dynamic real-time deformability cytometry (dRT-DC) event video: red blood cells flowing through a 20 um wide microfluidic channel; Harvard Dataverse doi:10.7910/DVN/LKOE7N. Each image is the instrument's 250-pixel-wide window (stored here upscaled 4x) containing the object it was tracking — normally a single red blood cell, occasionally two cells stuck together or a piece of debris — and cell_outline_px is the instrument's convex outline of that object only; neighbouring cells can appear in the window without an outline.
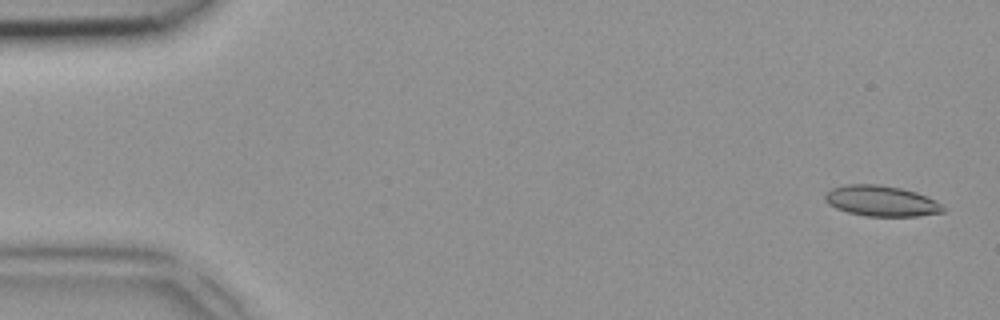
{"species": "common noctule bat (a hibernating species)", "species_latin": "Nyctalus noctula", "temperature_condition": "room temperature", "stored_images_in_passage": 47, "camera_frame_rate_fps": 3000, "um_per_image_px": 0.085, "animal": {"sex": "female", "body_mass_g": 18.4}, "frame": {"image": 1, "passage_image": 2, "time_ms": 0.333, "image_size_px": [1000, 320], "cell_outline_px": [[948, 208], [944, 212], [916, 216], [864, 216], [848, 212], [836, 208], [828, 204], [824, 200], [824, 192], [832, 188], [848, 184], [880, 184], [900, 188], [916, 192], [928, 196], [936, 200]], "centroid_in_image_um": [74.92, 17.08], "position_along_channel_um": 10.1, "area_um2": 21.39}}
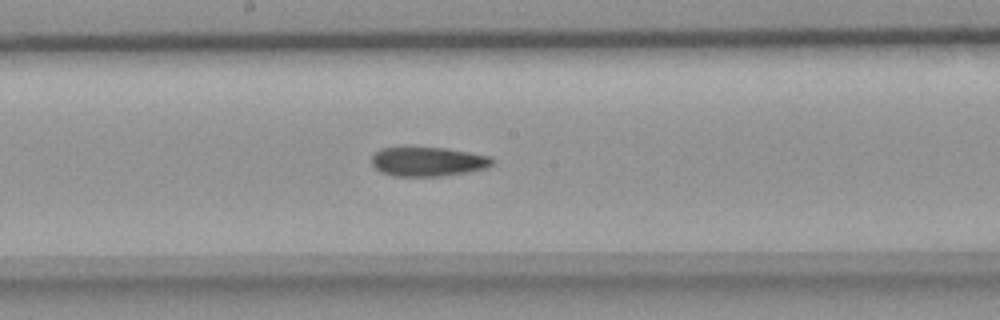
{"frame": {"image": 2, "passage_image": 25, "time_ms": 8.0, "image_size_px": [1000, 320], "cell_outline_px": [[496, 160], [492, 164], [484, 168], [464, 172], [440, 176], [392, 176], [380, 172], [372, 164], [372, 156], [380, 148], [444, 148], [492, 156]], "centroid_in_image_um": [36.37, 13.74], "position_along_channel_um": 211.8, "area_um2": 20.35}}
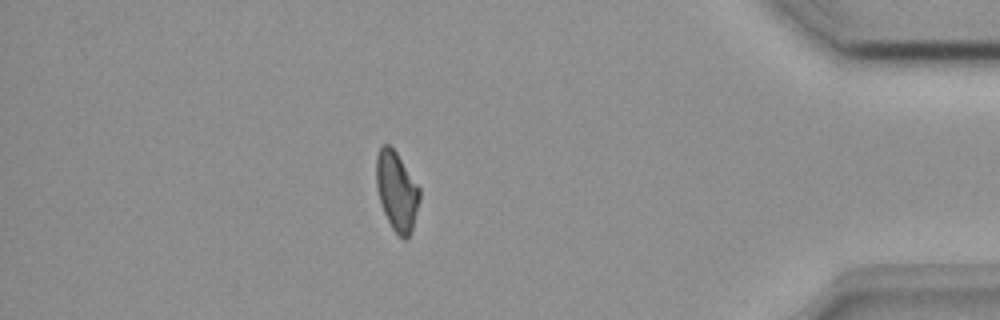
{"frame": {"image": 3, "passage_image": 41, "time_ms": 13.333, "image_size_px": [1000, 320], "cell_outline_px": [[420, 200], [412, 228], [408, 236], [404, 240], [392, 228], [384, 212], [376, 188], [376, 156], [380, 144], [388, 144], [396, 152], [420, 188]], "centroid_in_image_um": [33.71, 16.21], "position_along_channel_um": 401.5, "area_um2": 19.83}}